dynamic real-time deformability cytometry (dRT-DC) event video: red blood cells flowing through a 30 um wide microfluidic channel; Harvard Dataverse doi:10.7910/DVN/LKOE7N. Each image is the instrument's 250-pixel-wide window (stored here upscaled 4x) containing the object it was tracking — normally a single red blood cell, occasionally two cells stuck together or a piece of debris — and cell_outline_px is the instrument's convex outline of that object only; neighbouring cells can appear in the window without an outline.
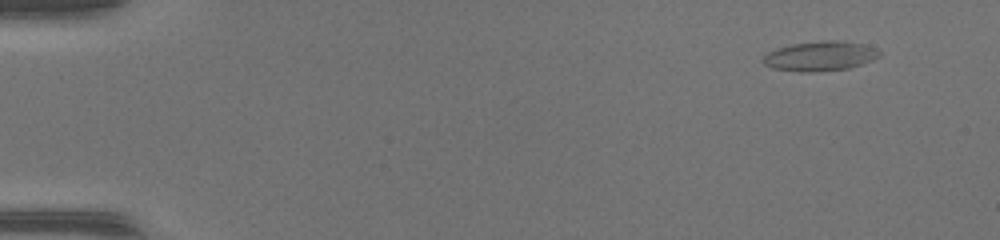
{"species": "common noctule bat (a hibernating species)", "species_latin": "Nyctalus noctula", "temperature_condition": "warm", "stored_images_in_passage": 49, "camera_frame_rate_fps": 3000, "um_per_image_px": 0.085, "animal": {"sex": "female", "body_mass_g": 17.0, "forearm_length_mm": 48.0}, "frame": {"image": 1, "passage_image": 2, "time_ms": 0.333, "image_size_px": [1000, 240], "cell_outline_px": [[880, 56], [872, 60], [848, 68], [812, 72], [800, 72], [772, 68], [764, 64], [760, 60], [768, 52], [776, 48], [792, 44], [824, 40], [844, 40], [864, 44], [876, 48], [880, 52]], "centroid_in_image_um": [69.69, 4.75], "position_along_channel_um": 15.3, "area_um2": 20.23}}
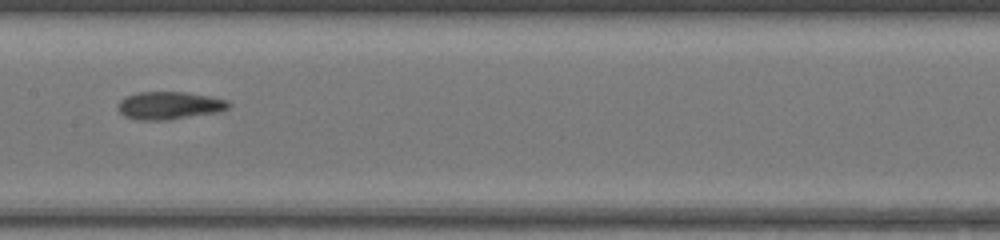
{"frame": {"image": 2, "passage_image": 25, "time_ms": 8.0, "image_size_px": [1000, 240], "cell_outline_px": [[232, 104], [228, 108], [220, 112], [168, 120], [136, 120], [124, 116], [120, 112], [120, 100], [124, 96], [140, 92], [188, 92], [228, 100]], "centroid_in_image_um": [14.43, 8.97], "position_along_channel_um": 193.0, "area_um2": 17.98}}
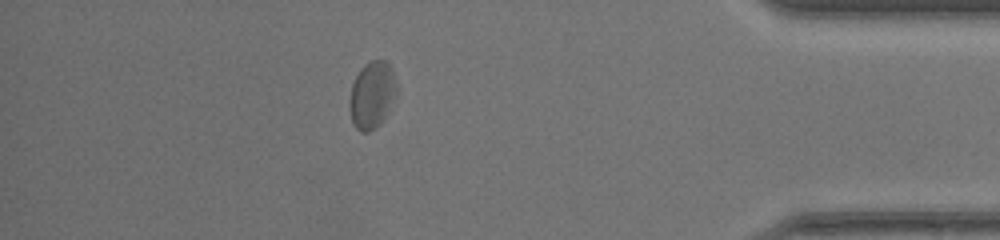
{"frame": {"image": 3, "passage_image": 43, "time_ms": 14.0, "image_size_px": [1000, 240], "cell_outline_px": [[396, 92], [384, 120], [376, 128], [368, 132], [360, 132], [356, 128], [352, 120], [348, 104], [348, 100], [352, 84], [360, 68], [364, 64], [372, 60], [384, 60], [392, 68], [396, 84]], "centroid_in_image_um": [31.6, 8.08], "position_along_channel_um": 403.6, "area_um2": 18.44}, "authors_computed_cell_mechanics": {"area_um2": 18.4382, "velocity_mm_per_s": 4.1372, "shape_relaxation_time_tau1_ms": null, "shape_relaxation_time_tau2_ms": 2.1597, "deformation_change_tau1": null, "deformation_change_tau2": 0.0909}}